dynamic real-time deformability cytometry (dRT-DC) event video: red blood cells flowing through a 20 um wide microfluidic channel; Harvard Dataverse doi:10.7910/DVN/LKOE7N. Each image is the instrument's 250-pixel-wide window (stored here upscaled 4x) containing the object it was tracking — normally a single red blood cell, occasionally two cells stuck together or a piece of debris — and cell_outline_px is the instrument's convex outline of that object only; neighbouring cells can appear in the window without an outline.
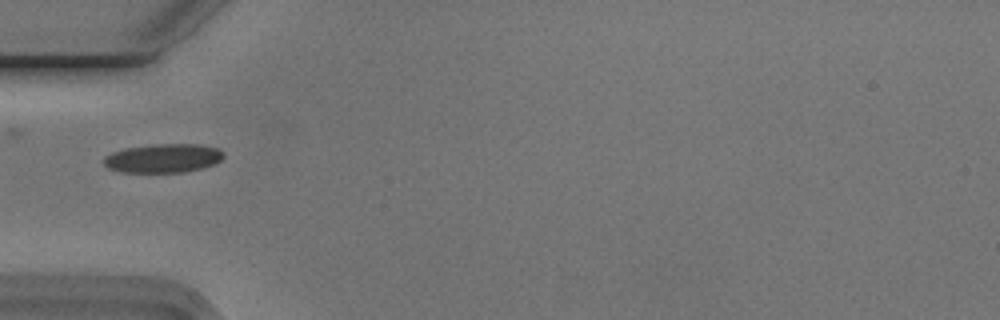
{"species": "Egyptian fruit bat (a non-hibernating species)", "species_latin": "Rousettus aegyptiacus", "temperature_condition": "cold", "stored_images_in_passage": 20, "camera_frame_rate_fps": 3000, "um_per_image_px": 0.085, "animal": {"sex": "male"}, "frame": {"image": 1, "passage_image": 1, "time_ms": 0.0, "image_size_px": [1000, 320], "cell_outline_px": [[224, 156], [220, 160], [212, 164], [200, 168], [184, 172], [120, 172], [108, 168], [104, 164], [104, 156], [112, 152], [124, 148], [156, 144], [200, 144], [216, 148], [224, 152]], "centroid_in_image_um": [13.84, 13.44], "position_along_channel_um": 71.2, "area_um2": 20.06}}
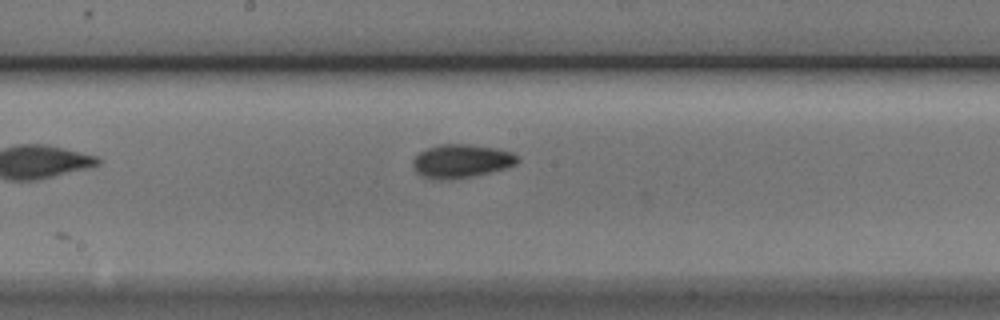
{"frame": {"image": 2, "passage_image": 12, "time_ms": 3.667, "image_size_px": [1000, 320], "cell_outline_px": [[520, 160], [516, 164], [504, 168], [472, 176], [424, 176], [416, 172], [412, 164], [412, 160], [420, 152], [436, 144], [468, 144], [496, 148], [512, 152]], "centroid_in_image_um": [39.24, 13.62], "position_along_channel_um": 209.0, "area_um2": 19.48}}
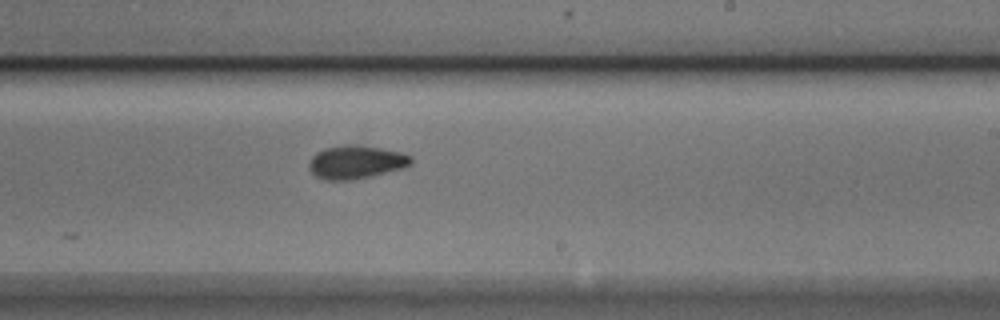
{"frame": {"image": 3, "passage_image": 16, "time_ms": 5.0, "image_size_px": [1000, 320], "cell_outline_px": [[412, 164], [404, 168], [352, 180], [324, 180], [316, 176], [308, 168], [308, 164], [312, 156], [316, 152], [324, 148], [348, 144], [356, 144], [380, 148], [400, 152], [412, 156]], "centroid_in_image_um": [30.25, 13.77], "position_along_channel_um": 258.8, "area_um2": 19.88}}